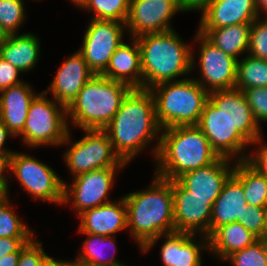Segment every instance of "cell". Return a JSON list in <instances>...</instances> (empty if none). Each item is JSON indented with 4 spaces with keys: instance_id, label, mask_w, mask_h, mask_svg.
I'll use <instances>...</instances> for the list:
<instances>
[{
    "instance_id": "1",
    "label": "cell",
    "mask_w": 267,
    "mask_h": 266,
    "mask_svg": "<svg viewBox=\"0 0 267 266\" xmlns=\"http://www.w3.org/2000/svg\"><path fill=\"white\" fill-rule=\"evenodd\" d=\"M115 154L127 164L162 131L149 89L132 88L120 109L104 128Z\"/></svg>"
},
{
    "instance_id": "2",
    "label": "cell",
    "mask_w": 267,
    "mask_h": 266,
    "mask_svg": "<svg viewBox=\"0 0 267 266\" xmlns=\"http://www.w3.org/2000/svg\"><path fill=\"white\" fill-rule=\"evenodd\" d=\"M151 186L124 196L127 228L139 247L147 252L164 234L174 232L172 180L157 175Z\"/></svg>"
},
{
    "instance_id": "3",
    "label": "cell",
    "mask_w": 267,
    "mask_h": 266,
    "mask_svg": "<svg viewBox=\"0 0 267 266\" xmlns=\"http://www.w3.org/2000/svg\"><path fill=\"white\" fill-rule=\"evenodd\" d=\"M153 149L156 175L175 180L184 173L214 163L219 155L197 125L162 129Z\"/></svg>"
},
{
    "instance_id": "4",
    "label": "cell",
    "mask_w": 267,
    "mask_h": 266,
    "mask_svg": "<svg viewBox=\"0 0 267 266\" xmlns=\"http://www.w3.org/2000/svg\"><path fill=\"white\" fill-rule=\"evenodd\" d=\"M141 53L143 89L177 81L194 68V53L174 30L144 34L136 38Z\"/></svg>"
},
{
    "instance_id": "5",
    "label": "cell",
    "mask_w": 267,
    "mask_h": 266,
    "mask_svg": "<svg viewBox=\"0 0 267 266\" xmlns=\"http://www.w3.org/2000/svg\"><path fill=\"white\" fill-rule=\"evenodd\" d=\"M131 89L123 82L94 75L66 108L67 116L82 130H104Z\"/></svg>"
},
{
    "instance_id": "6",
    "label": "cell",
    "mask_w": 267,
    "mask_h": 266,
    "mask_svg": "<svg viewBox=\"0 0 267 266\" xmlns=\"http://www.w3.org/2000/svg\"><path fill=\"white\" fill-rule=\"evenodd\" d=\"M161 129L198 125L209 93L195 79L160 83L149 89Z\"/></svg>"
},
{
    "instance_id": "7",
    "label": "cell",
    "mask_w": 267,
    "mask_h": 266,
    "mask_svg": "<svg viewBox=\"0 0 267 266\" xmlns=\"http://www.w3.org/2000/svg\"><path fill=\"white\" fill-rule=\"evenodd\" d=\"M44 95L43 91L31 101L23 132L19 136L26 145L34 148L70 143L66 107Z\"/></svg>"
},
{
    "instance_id": "8",
    "label": "cell",
    "mask_w": 267,
    "mask_h": 266,
    "mask_svg": "<svg viewBox=\"0 0 267 266\" xmlns=\"http://www.w3.org/2000/svg\"><path fill=\"white\" fill-rule=\"evenodd\" d=\"M85 136L68 147L64 159L71 174L78 176L92 170L124 167L115 154L109 136L104 130L86 129Z\"/></svg>"
},
{
    "instance_id": "9",
    "label": "cell",
    "mask_w": 267,
    "mask_h": 266,
    "mask_svg": "<svg viewBox=\"0 0 267 266\" xmlns=\"http://www.w3.org/2000/svg\"><path fill=\"white\" fill-rule=\"evenodd\" d=\"M10 171L30 196L55 204H63L64 182L55 171L33 156L14 152Z\"/></svg>"
},
{
    "instance_id": "10",
    "label": "cell",
    "mask_w": 267,
    "mask_h": 266,
    "mask_svg": "<svg viewBox=\"0 0 267 266\" xmlns=\"http://www.w3.org/2000/svg\"><path fill=\"white\" fill-rule=\"evenodd\" d=\"M125 23L113 20L91 19L78 51L95 75H101L116 49L123 43Z\"/></svg>"
},
{
    "instance_id": "11",
    "label": "cell",
    "mask_w": 267,
    "mask_h": 266,
    "mask_svg": "<svg viewBox=\"0 0 267 266\" xmlns=\"http://www.w3.org/2000/svg\"><path fill=\"white\" fill-rule=\"evenodd\" d=\"M197 126L207 137L212 149L219 157L232 159L231 156L234 158L240 154V157H237L235 161L246 160L248 155L243 151L244 148L247 145H251V143L233 127L227 116L209 99L204 105Z\"/></svg>"
},
{
    "instance_id": "12",
    "label": "cell",
    "mask_w": 267,
    "mask_h": 266,
    "mask_svg": "<svg viewBox=\"0 0 267 266\" xmlns=\"http://www.w3.org/2000/svg\"><path fill=\"white\" fill-rule=\"evenodd\" d=\"M123 167H108L92 170L74 177L72 185L64 182L63 203H73L77 215L85 210L92 209L111 202L109 191L115 179V172Z\"/></svg>"
},
{
    "instance_id": "13",
    "label": "cell",
    "mask_w": 267,
    "mask_h": 266,
    "mask_svg": "<svg viewBox=\"0 0 267 266\" xmlns=\"http://www.w3.org/2000/svg\"><path fill=\"white\" fill-rule=\"evenodd\" d=\"M181 11L186 10L180 0H130L125 25L130 31L131 38L166 32L174 30L170 19Z\"/></svg>"
},
{
    "instance_id": "14",
    "label": "cell",
    "mask_w": 267,
    "mask_h": 266,
    "mask_svg": "<svg viewBox=\"0 0 267 266\" xmlns=\"http://www.w3.org/2000/svg\"><path fill=\"white\" fill-rule=\"evenodd\" d=\"M195 35L196 42L200 43L199 67L201 70V79L197 80L196 78L195 80L208 93L234 89L238 60L216 47L203 34L197 32Z\"/></svg>"
},
{
    "instance_id": "15",
    "label": "cell",
    "mask_w": 267,
    "mask_h": 266,
    "mask_svg": "<svg viewBox=\"0 0 267 266\" xmlns=\"http://www.w3.org/2000/svg\"><path fill=\"white\" fill-rule=\"evenodd\" d=\"M174 199V231L210 236L213 203L209 198L190 195L177 179L172 180Z\"/></svg>"
},
{
    "instance_id": "16",
    "label": "cell",
    "mask_w": 267,
    "mask_h": 266,
    "mask_svg": "<svg viewBox=\"0 0 267 266\" xmlns=\"http://www.w3.org/2000/svg\"><path fill=\"white\" fill-rule=\"evenodd\" d=\"M209 100L222 111L230 123L250 143H261L262 134L242 90H217L209 93Z\"/></svg>"
},
{
    "instance_id": "17",
    "label": "cell",
    "mask_w": 267,
    "mask_h": 266,
    "mask_svg": "<svg viewBox=\"0 0 267 266\" xmlns=\"http://www.w3.org/2000/svg\"><path fill=\"white\" fill-rule=\"evenodd\" d=\"M94 75L82 54L77 51L58 68L52 83L44 93L51 91L53 99L67 108Z\"/></svg>"
},
{
    "instance_id": "18",
    "label": "cell",
    "mask_w": 267,
    "mask_h": 266,
    "mask_svg": "<svg viewBox=\"0 0 267 266\" xmlns=\"http://www.w3.org/2000/svg\"><path fill=\"white\" fill-rule=\"evenodd\" d=\"M225 157H219L214 163L182 174L177 180L190 191V195L209 198L214 203L220 195L224 183L232 175L234 165Z\"/></svg>"
},
{
    "instance_id": "19",
    "label": "cell",
    "mask_w": 267,
    "mask_h": 266,
    "mask_svg": "<svg viewBox=\"0 0 267 266\" xmlns=\"http://www.w3.org/2000/svg\"><path fill=\"white\" fill-rule=\"evenodd\" d=\"M202 12L199 29H215L235 24H252L260 15L255 0H211Z\"/></svg>"
},
{
    "instance_id": "20",
    "label": "cell",
    "mask_w": 267,
    "mask_h": 266,
    "mask_svg": "<svg viewBox=\"0 0 267 266\" xmlns=\"http://www.w3.org/2000/svg\"><path fill=\"white\" fill-rule=\"evenodd\" d=\"M79 232L113 236L127 228V206L124 197L80 213Z\"/></svg>"
},
{
    "instance_id": "21",
    "label": "cell",
    "mask_w": 267,
    "mask_h": 266,
    "mask_svg": "<svg viewBox=\"0 0 267 266\" xmlns=\"http://www.w3.org/2000/svg\"><path fill=\"white\" fill-rule=\"evenodd\" d=\"M163 236L166 241L161 246L160 252L164 266L202 265L201 251L209 250V238L207 236L203 235L198 243L194 241L195 234L191 233L174 231Z\"/></svg>"
},
{
    "instance_id": "22",
    "label": "cell",
    "mask_w": 267,
    "mask_h": 266,
    "mask_svg": "<svg viewBox=\"0 0 267 266\" xmlns=\"http://www.w3.org/2000/svg\"><path fill=\"white\" fill-rule=\"evenodd\" d=\"M247 205L242 184L231 175L212 205L210 235L224 224L239 222Z\"/></svg>"
},
{
    "instance_id": "23",
    "label": "cell",
    "mask_w": 267,
    "mask_h": 266,
    "mask_svg": "<svg viewBox=\"0 0 267 266\" xmlns=\"http://www.w3.org/2000/svg\"><path fill=\"white\" fill-rule=\"evenodd\" d=\"M0 93V120L17 137L23 132L29 105L37 94L23 82Z\"/></svg>"
},
{
    "instance_id": "24",
    "label": "cell",
    "mask_w": 267,
    "mask_h": 266,
    "mask_svg": "<svg viewBox=\"0 0 267 266\" xmlns=\"http://www.w3.org/2000/svg\"><path fill=\"white\" fill-rule=\"evenodd\" d=\"M132 45L122 43L112 55L108 67L101 74L114 81L123 82L131 88L143 89L141 53L138 41L133 38Z\"/></svg>"
},
{
    "instance_id": "25",
    "label": "cell",
    "mask_w": 267,
    "mask_h": 266,
    "mask_svg": "<svg viewBox=\"0 0 267 266\" xmlns=\"http://www.w3.org/2000/svg\"><path fill=\"white\" fill-rule=\"evenodd\" d=\"M37 36L29 32L12 34L0 48V57L10 62L21 73L33 69L40 55V43Z\"/></svg>"
},
{
    "instance_id": "26",
    "label": "cell",
    "mask_w": 267,
    "mask_h": 266,
    "mask_svg": "<svg viewBox=\"0 0 267 266\" xmlns=\"http://www.w3.org/2000/svg\"><path fill=\"white\" fill-rule=\"evenodd\" d=\"M208 238L209 250L222 260L259 240L257 236L238 222L218 227Z\"/></svg>"
},
{
    "instance_id": "27",
    "label": "cell",
    "mask_w": 267,
    "mask_h": 266,
    "mask_svg": "<svg viewBox=\"0 0 267 266\" xmlns=\"http://www.w3.org/2000/svg\"><path fill=\"white\" fill-rule=\"evenodd\" d=\"M252 24H235L215 29H198L212 44L226 54L236 58L247 51L249 47Z\"/></svg>"
},
{
    "instance_id": "28",
    "label": "cell",
    "mask_w": 267,
    "mask_h": 266,
    "mask_svg": "<svg viewBox=\"0 0 267 266\" xmlns=\"http://www.w3.org/2000/svg\"><path fill=\"white\" fill-rule=\"evenodd\" d=\"M232 164V175L242 184L247 204L267 208V177L257 172L245 160Z\"/></svg>"
},
{
    "instance_id": "29",
    "label": "cell",
    "mask_w": 267,
    "mask_h": 266,
    "mask_svg": "<svg viewBox=\"0 0 267 266\" xmlns=\"http://www.w3.org/2000/svg\"><path fill=\"white\" fill-rule=\"evenodd\" d=\"M87 235L86 241L83 243V252L79 253L77 260L83 262L86 266H127L114 259V253L111 257L103 254V246H111L116 249L114 236H101L97 234L83 233Z\"/></svg>"
},
{
    "instance_id": "30",
    "label": "cell",
    "mask_w": 267,
    "mask_h": 266,
    "mask_svg": "<svg viewBox=\"0 0 267 266\" xmlns=\"http://www.w3.org/2000/svg\"><path fill=\"white\" fill-rule=\"evenodd\" d=\"M267 87V60L247 55L237 61V80L235 89Z\"/></svg>"
},
{
    "instance_id": "31",
    "label": "cell",
    "mask_w": 267,
    "mask_h": 266,
    "mask_svg": "<svg viewBox=\"0 0 267 266\" xmlns=\"http://www.w3.org/2000/svg\"><path fill=\"white\" fill-rule=\"evenodd\" d=\"M9 195L0 197V238H34L33 231L13 212Z\"/></svg>"
},
{
    "instance_id": "32",
    "label": "cell",
    "mask_w": 267,
    "mask_h": 266,
    "mask_svg": "<svg viewBox=\"0 0 267 266\" xmlns=\"http://www.w3.org/2000/svg\"><path fill=\"white\" fill-rule=\"evenodd\" d=\"M129 6L130 0H88L82 8L92 10L94 13L93 19L125 23Z\"/></svg>"
},
{
    "instance_id": "33",
    "label": "cell",
    "mask_w": 267,
    "mask_h": 266,
    "mask_svg": "<svg viewBox=\"0 0 267 266\" xmlns=\"http://www.w3.org/2000/svg\"><path fill=\"white\" fill-rule=\"evenodd\" d=\"M23 0H0V25L9 35L17 34L25 20Z\"/></svg>"
},
{
    "instance_id": "34",
    "label": "cell",
    "mask_w": 267,
    "mask_h": 266,
    "mask_svg": "<svg viewBox=\"0 0 267 266\" xmlns=\"http://www.w3.org/2000/svg\"><path fill=\"white\" fill-rule=\"evenodd\" d=\"M234 266H267V256L260 240L229 255L225 261Z\"/></svg>"
},
{
    "instance_id": "35",
    "label": "cell",
    "mask_w": 267,
    "mask_h": 266,
    "mask_svg": "<svg viewBox=\"0 0 267 266\" xmlns=\"http://www.w3.org/2000/svg\"><path fill=\"white\" fill-rule=\"evenodd\" d=\"M248 53L252 57L267 60V16L256 18L251 25Z\"/></svg>"
},
{
    "instance_id": "36",
    "label": "cell",
    "mask_w": 267,
    "mask_h": 266,
    "mask_svg": "<svg viewBox=\"0 0 267 266\" xmlns=\"http://www.w3.org/2000/svg\"><path fill=\"white\" fill-rule=\"evenodd\" d=\"M238 223H241L258 238L265 237L267 230V208L247 205V210Z\"/></svg>"
},
{
    "instance_id": "37",
    "label": "cell",
    "mask_w": 267,
    "mask_h": 266,
    "mask_svg": "<svg viewBox=\"0 0 267 266\" xmlns=\"http://www.w3.org/2000/svg\"><path fill=\"white\" fill-rule=\"evenodd\" d=\"M253 116L260 125V121L267 122V87L243 90Z\"/></svg>"
},
{
    "instance_id": "38",
    "label": "cell",
    "mask_w": 267,
    "mask_h": 266,
    "mask_svg": "<svg viewBox=\"0 0 267 266\" xmlns=\"http://www.w3.org/2000/svg\"><path fill=\"white\" fill-rule=\"evenodd\" d=\"M35 237L20 250L17 266H43L50 258Z\"/></svg>"
},
{
    "instance_id": "39",
    "label": "cell",
    "mask_w": 267,
    "mask_h": 266,
    "mask_svg": "<svg viewBox=\"0 0 267 266\" xmlns=\"http://www.w3.org/2000/svg\"><path fill=\"white\" fill-rule=\"evenodd\" d=\"M20 71L10 62L0 57V92L11 86L22 83L19 79Z\"/></svg>"
},
{
    "instance_id": "40",
    "label": "cell",
    "mask_w": 267,
    "mask_h": 266,
    "mask_svg": "<svg viewBox=\"0 0 267 266\" xmlns=\"http://www.w3.org/2000/svg\"><path fill=\"white\" fill-rule=\"evenodd\" d=\"M255 155L249 154L246 157V162L257 172L267 177V145H261Z\"/></svg>"
},
{
    "instance_id": "41",
    "label": "cell",
    "mask_w": 267,
    "mask_h": 266,
    "mask_svg": "<svg viewBox=\"0 0 267 266\" xmlns=\"http://www.w3.org/2000/svg\"><path fill=\"white\" fill-rule=\"evenodd\" d=\"M33 238H0V259L9 253H20V250Z\"/></svg>"
},
{
    "instance_id": "42",
    "label": "cell",
    "mask_w": 267,
    "mask_h": 266,
    "mask_svg": "<svg viewBox=\"0 0 267 266\" xmlns=\"http://www.w3.org/2000/svg\"><path fill=\"white\" fill-rule=\"evenodd\" d=\"M12 154H0V187L4 190L5 194H9L8 180L4 173L6 169H10V158Z\"/></svg>"
},
{
    "instance_id": "43",
    "label": "cell",
    "mask_w": 267,
    "mask_h": 266,
    "mask_svg": "<svg viewBox=\"0 0 267 266\" xmlns=\"http://www.w3.org/2000/svg\"><path fill=\"white\" fill-rule=\"evenodd\" d=\"M8 136L14 137V135L9 131L5 124L0 120V154H13L14 152L6 150L3 148Z\"/></svg>"
},
{
    "instance_id": "44",
    "label": "cell",
    "mask_w": 267,
    "mask_h": 266,
    "mask_svg": "<svg viewBox=\"0 0 267 266\" xmlns=\"http://www.w3.org/2000/svg\"><path fill=\"white\" fill-rule=\"evenodd\" d=\"M186 11L200 10L206 3L211 0H180Z\"/></svg>"
},
{
    "instance_id": "45",
    "label": "cell",
    "mask_w": 267,
    "mask_h": 266,
    "mask_svg": "<svg viewBox=\"0 0 267 266\" xmlns=\"http://www.w3.org/2000/svg\"><path fill=\"white\" fill-rule=\"evenodd\" d=\"M20 253H9L0 259V266H17Z\"/></svg>"
},
{
    "instance_id": "46",
    "label": "cell",
    "mask_w": 267,
    "mask_h": 266,
    "mask_svg": "<svg viewBox=\"0 0 267 266\" xmlns=\"http://www.w3.org/2000/svg\"><path fill=\"white\" fill-rule=\"evenodd\" d=\"M255 5L259 14L264 12L267 16V0H255Z\"/></svg>"
},
{
    "instance_id": "47",
    "label": "cell",
    "mask_w": 267,
    "mask_h": 266,
    "mask_svg": "<svg viewBox=\"0 0 267 266\" xmlns=\"http://www.w3.org/2000/svg\"><path fill=\"white\" fill-rule=\"evenodd\" d=\"M59 266H86L83 262L75 259L74 261L59 260Z\"/></svg>"
},
{
    "instance_id": "48",
    "label": "cell",
    "mask_w": 267,
    "mask_h": 266,
    "mask_svg": "<svg viewBox=\"0 0 267 266\" xmlns=\"http://www.w3.org/2000/svg\"><path fill=\"white\" fill-rule=\"evenodd\" d=\"M9 36L7 31L0 25V48L6 43Z\"/></svg>"
},
{
    "instance_id": "49",
    "label": "cell",
    "mask_w": 267,
    "mask_h": 266,
    "mask_svg": "<svg viewBox=\"0 0 267 266\" xmlns=\"http://www.w3.org/2000/svg\"><path fill=\"white\" fill-rule=\"evenodd\" d=\"M43 266H59V261L50 257Z\"/></svg>"
},
{
    "instance_id": "50",
    "label": "cell",
    "mask_w": 267,
    "mask_h": 266,
    "mask_svg": "<svg viewBox=\"0 0 267 266\" xmlns=\"http://www.w3.org/2000/svg\"><path fill=\"white\" fill-rule=\"evenodd\" d=\"M70 1L73 2L75 5L79 6L80 8H82L88 0H70Z\"/></svg>"
},
{
    "instance_id": "51",
    "label": "cell",
    "mask_w": 267,
    "mask_h": 266,
    "mask_svg": "<svg viewBox=\"0 0 267 266\" xmlns=\"http://www.w3.org/2000/svg\"><path fill=\"white\" fill-rule=\"evenodd\" d=\"M259 240L262 242V245L265 249V252H266V256H267V237H262V238H259Z\"/></svg>"
},
{
    "instance_id": "52",
    "label": "cell",
    "mask_w": 267,
    "mask_h": 266,
    "mask_svg": "<svg viewBox=\"0 0 267 266\" xmlns=\"http://www.w3.org/2000/svg\"><path fill=\"white\" fill-rule=\"evenodd\" d=\"M4 194V190L0 187V197Z\"/></svg>"
}]
</instances>
